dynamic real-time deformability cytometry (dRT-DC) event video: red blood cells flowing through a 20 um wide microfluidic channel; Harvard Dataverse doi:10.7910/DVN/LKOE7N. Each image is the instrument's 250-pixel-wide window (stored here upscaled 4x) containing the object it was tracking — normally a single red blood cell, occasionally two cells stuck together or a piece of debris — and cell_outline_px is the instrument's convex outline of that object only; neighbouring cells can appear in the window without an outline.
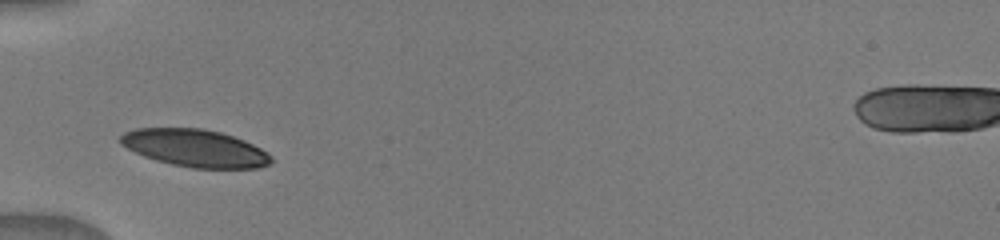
{"species": "human", "species_latin": "Homo sapiens", "temperature_condition": "warm", "stored_images_in_passage": 19, "camera_frame_rate_fps": 3000, "um_per_image_px": 0.085, "donor": {"sex": "male"}, "frame": {"image": 1, "passage_image": 1, "time_ms": 0.0, "image_size_px": [1000, 240], "cell_outline_px": [[272, 164], [260, 168], [192, 168], [172, 164], [156, 160], [144, 156], [120, 144], [120, 136], [124, 132], [136, 128], [204, 128], [220, 132], [244, 140], [268, 152], [272, 156]], "centroid_in_image_um": [16.61, 12.59], "position_along_channel_um": 68.4, "area_um2": 32.95}}
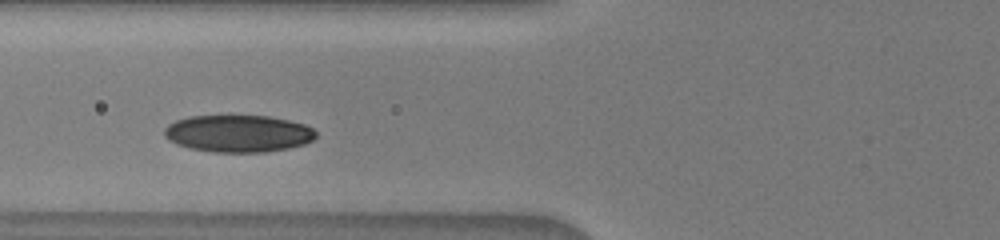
{"frame": {"image": 2, "passage_image": 6, "time_ms": 1.0, "image_size_px": [1000, 240], "cell_outline_px": [[316, 136], [312, 140], [304, 144], [288, 148], [264, 152], [212, 152], [192, 148], [176, 144], [168, 140], [164, 136], [164, 128], [168, 124], [176, 120], [188, 116], [268, 116], [288, 120], [304, 124], [312, 128], [316, 132]], "centroid_in_image_um": [20.23, 11.35], "position_along_channel_um": 105.6, "area_um2": 32.77}}
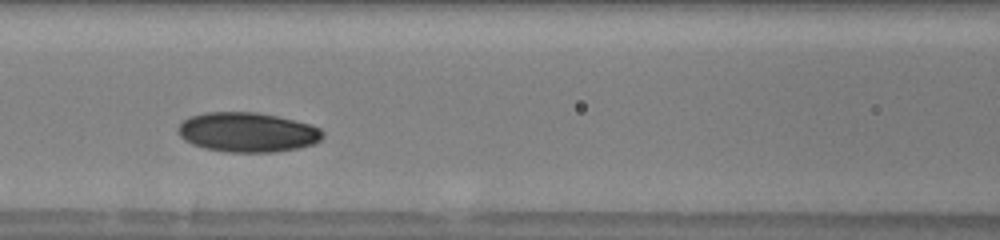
{"frame": {"image": 3, "passage_image": 12, "time_ms": 2.0, "image_size_px": [1000, 240], "cell_outline_px": [[324, 136], [316, 144], [300, 148], [276, 152], [228, 152], [204, 148], [192, 144], [184, 140], [180, 136], [176, 128], [184, 120], [192, 116], [208, 112], [256, 112], [276, 116], [312, 124], [320, 128], [324, 132]], "centroid_in_image_um": [21.07, 11.25], "position_along_channel_um": 145.5, "area_um2": 33.64}}